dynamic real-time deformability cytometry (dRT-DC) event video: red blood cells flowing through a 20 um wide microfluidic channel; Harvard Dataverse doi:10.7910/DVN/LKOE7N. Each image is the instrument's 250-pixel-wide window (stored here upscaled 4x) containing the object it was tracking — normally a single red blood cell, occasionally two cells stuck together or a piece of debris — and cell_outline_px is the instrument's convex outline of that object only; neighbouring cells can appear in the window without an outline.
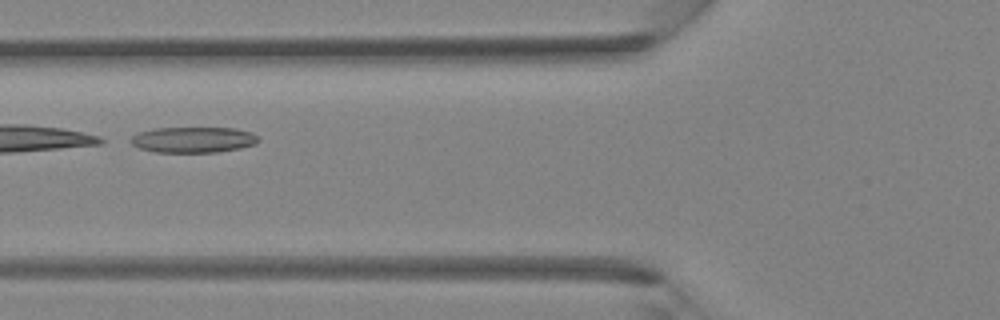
{"species": "Egyptian fruit bat (a non-hibernating species)", "species_latin": "Rousettus aegyptiacus", "temperature_condition": "room temperature", "stored_images_in_passage": 35, "camera_frame_rate_fps": 3000, "um_per_image_px": 0.085, "animal": {"sex": "female"}, "frame": {"image": 1, "passage_image": 11, "time_ms": 3.333, "image_size_px": [1000, 320], "cell_outline_px": [[260, 140], [256, 144], [240, 148], [216, 152], [156, 152], [140, 148], [132, 144], [128, 140], [136, 132], [152, 128], [232, 128], [252, 132]], "centroid_in_image_um": [16.39, 11.87], "position_along_channel_um": 109.4, "area_um2": 19.25}}
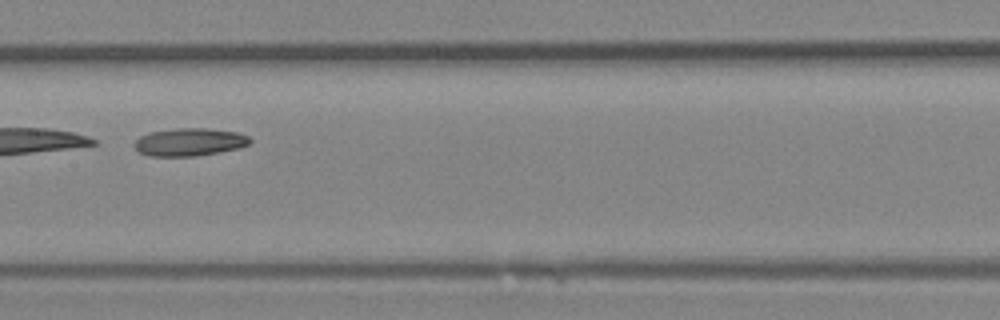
{"frame": {"image": 2, "passage_image": 16, "time_ms": 5.0, "image_size_px": [1000, 320], "cell_outline_px": [[252, 140], [248, 144], [240, 148], [220, 152], [196, 156], [148, 156], [140, 152], [132, 144], [140, 136], [148, 132], [176, 128], [208, 128], [236, 132], [248, 136]], "centroid_in_image_um": [16.1, 12.07], "position_along_channel_um": 191.3, "area_um2": 18.84}}